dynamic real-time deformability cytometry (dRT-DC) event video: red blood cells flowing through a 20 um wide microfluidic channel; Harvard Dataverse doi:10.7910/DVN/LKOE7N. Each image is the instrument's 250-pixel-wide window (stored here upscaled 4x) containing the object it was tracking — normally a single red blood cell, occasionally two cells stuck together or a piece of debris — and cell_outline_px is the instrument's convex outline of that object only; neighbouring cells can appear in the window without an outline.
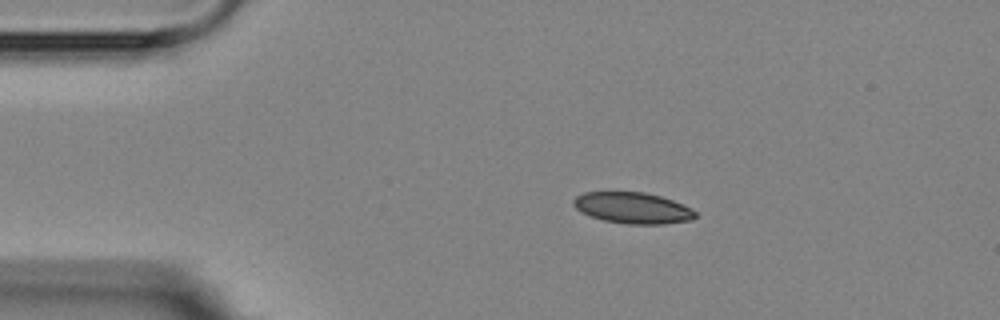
{"species": "Egyptian fruit bat (a non-hibernating species)", "species_latin": "Rousettus aegyptiacus", "temperature_condition": "room temperature", "stored_images_in_passage": 9, "camera_frame_rate_fps": 3000, "um_per_image_px": 0.085, "animal": {"sex": "female"}, "frame": {"image": 1, "passage_image": 1, "time_ms": 0.0, "image_size_px": [1000, 320], "cell_outline_px": [[696, 216], [692, 220], [664, 224], [628, 224], [604, 220], [580, 212], [572, 204], [572, 200], [576, 196], [584, 192], [644, 192], [660, 196], [672, 200], [692, 208], [696, 212]], "centroid_in_image_um": [53.78, 17.67], "position_along_channel_um": 31.2, "area_um2": 22.14}}
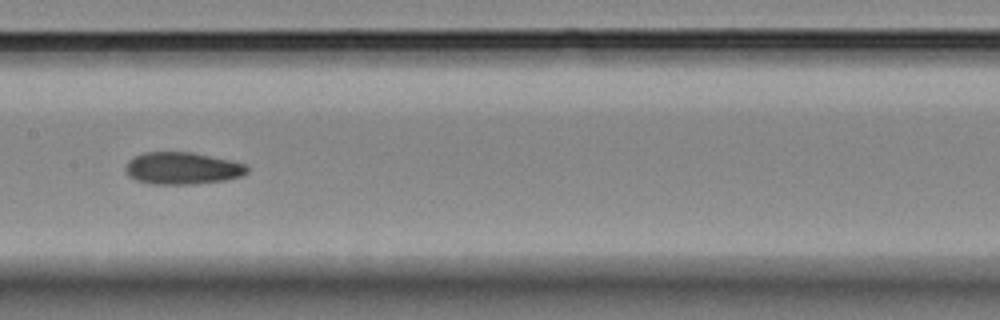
{"frame": {"image": 2, "passage_image": 6, "time_ms": 5.667, "image_size_px": [1000, 320], "cell_outline_px": [[248, 172], [240, 176], [224, 180], [192, 184], [152, 184], [136, 180], [128, 176], [124, 168], [128, 160], [144, 152], [192, 152], [232, 160], [244, 164], [248, 168]], "centroid_in_image_um": [15.47, 14.3], "position_along_channel_um": 191.9, "area_um2": 22.77}}
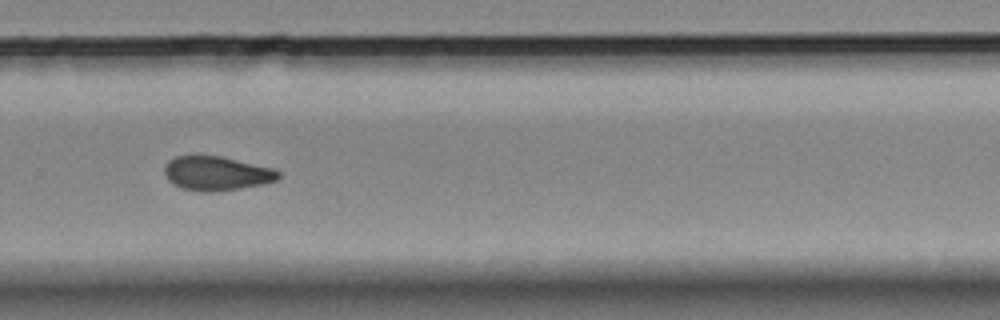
{"frame": {"image": 3, "passage_image": 9, "time_ms": 9.0, "image_size_px": [1000, 320], "cell_outline_px": [[280, 176], [276, 180], [264, 184], [240, 188], [212, 192], [208, 192], [180, 188], [172, 184], [168, 180], [164, 172], [164, 168], [168, 160], [176, 156], [220, 156], [272, 168], [280, 172]], "centroid_in_image_um": [18.38, 14.74], "position_along_channel_um": 311.4, "area_um2": 22.54}}